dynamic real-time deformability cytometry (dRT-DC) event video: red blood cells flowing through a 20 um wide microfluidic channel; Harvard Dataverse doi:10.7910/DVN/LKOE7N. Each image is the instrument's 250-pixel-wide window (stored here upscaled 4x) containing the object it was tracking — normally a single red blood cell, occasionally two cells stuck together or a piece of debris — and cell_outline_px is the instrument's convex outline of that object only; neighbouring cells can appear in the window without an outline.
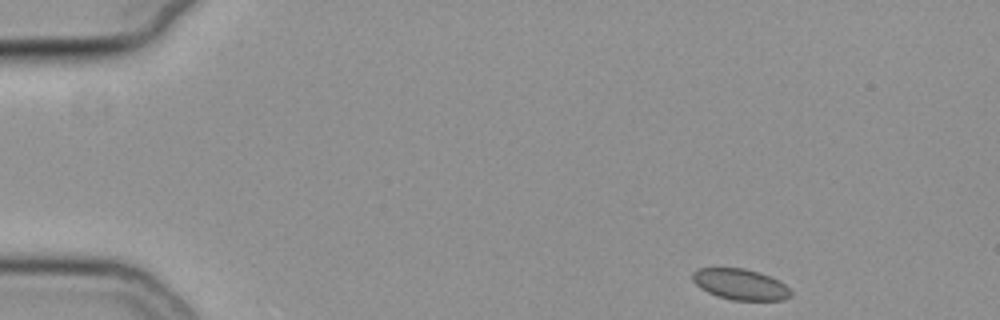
{"species": "common noctule bat (a hibernating species)", "species_latin": "Nyctalus noctula", "temperature_condition": "cold", "stored_images_in_passage": 35, "camera_frame_rate_fps": 3000, "um_per_image_px": 0.085, "animal": {"sex": "female", "body_mass_g": 19.3, "forearm_length_mm": 54.1}, "frame": {"image": 1, "passage_image": 1, "time_ms": 0.0, "image_size_px": [1000, 320], "cell_outline_px": [[792, 296], [784, 300], [732, 300], [716, 296], [700, 288], [692, 280], [692, 272], [696, 268], [744, 268], [760, 272], [780, 280], [792, 292]], "centroid_in_image_um": [62.93, 24.16], "position_along_channel_um": 22.1, "area_um2": 17.92}}
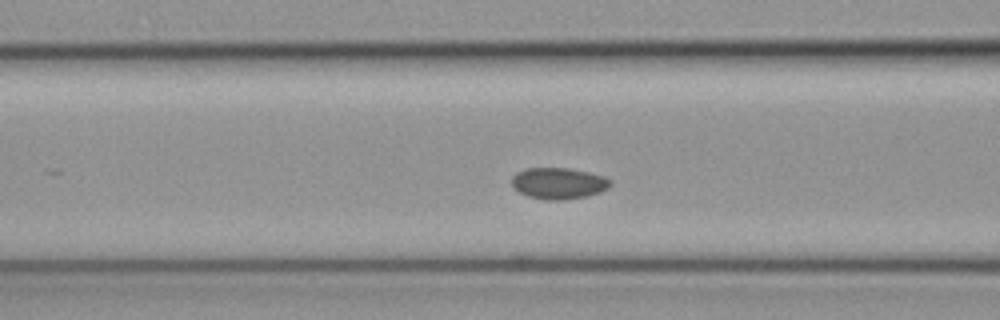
{"frame": {"image": 2, "passage_image": 17, "time_ms": 5.333, "image_size_px": [1000, 320], "cell_outline_px": [[612, 184], [608, 188], [600, 192], [588, 196], [560, 200], [548, 200], [528, 196], [520, 192], [512, 184], [512, 176], [516, 172], [528, 168], [568, 168], [588, 172], [604, 176], [612, 180]], "centroid_in_image_um": [47.51, 15.57], "position_along_channel_um": 119.1, "area_um2": 17.98}}
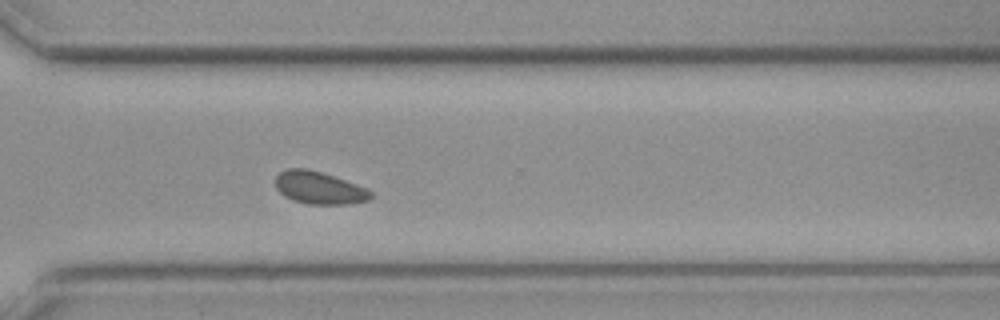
{"frame": {"image": 3, "passage_image": 35, "time_ms": 11.333, "image_size_px": [1000, 320], "cell_outline_px": [[372, 196], [368, 200], [344, 204], [308, 204], [292, 200], [284, 196], [276, 188], [276, 176], [280, 172], [288, 168], [304, 168], [320, 172], [368, 188], [372, 192]], "centroid_in_image_um": [27.11, 15.97], "position_along_channel_um": 343.5, "area_um2": 17.86}}